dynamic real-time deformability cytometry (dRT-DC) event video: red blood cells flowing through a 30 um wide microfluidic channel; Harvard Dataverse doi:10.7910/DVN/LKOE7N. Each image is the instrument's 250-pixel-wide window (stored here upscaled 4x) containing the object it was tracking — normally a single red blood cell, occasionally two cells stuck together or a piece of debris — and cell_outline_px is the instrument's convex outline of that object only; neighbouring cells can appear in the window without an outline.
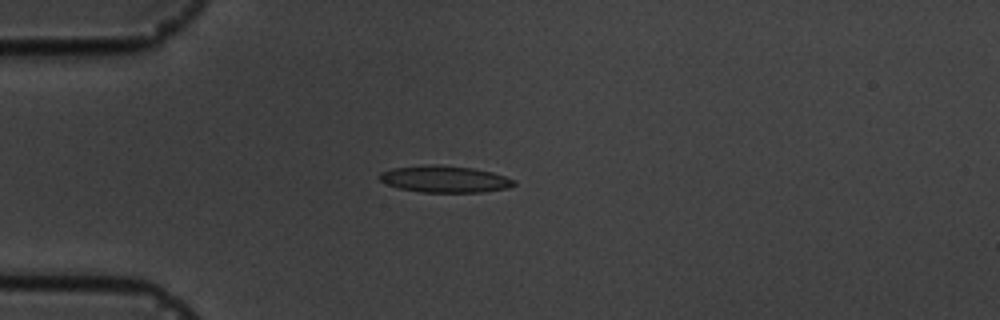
{"species": "common noctule bat (a hibernating species)", "species_latin": "Nyctalus noctula", "temperature_condition": "cold", "stored_images_in_passage": 9, "camera_frame_rate_fps": 3000, "um_per_image_px": 0.085, "animal": {"sex": "male", "body_mass_g": 19.5, "forearm_length_mm": 54.6}, "frame": {"image": 1, "passage_image": 3, "time_ms": 2.333, "image_size_px": [1000, 320], "cell_outline_px": [[516, 184], [508, 188], [480, 192], [420, 192], [400, 188], [388, 184], [380, 180], [376, 176], [380, 172], [392, 168], [424, 164], [440, 164], [472, 168], [492, 172], [516, 180]], "centroid_in_image_um": [37.78, 15.21], "position_along_channel_um": 47.2, "area_um2": 21.1}}
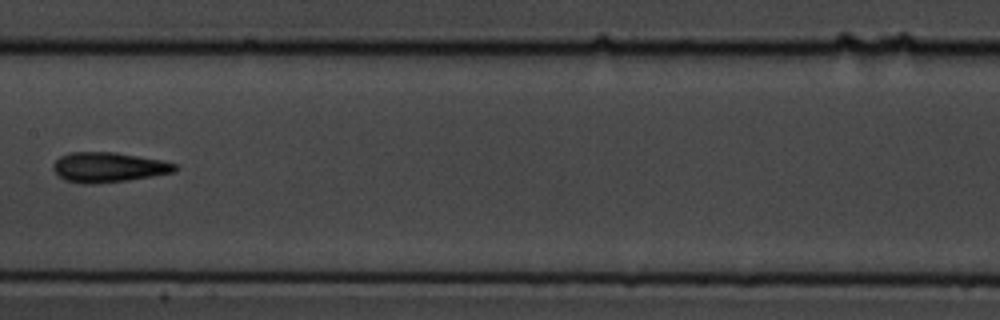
{"frame": {"image": 2, "passage_image": 7, "time_ms": 7.0, "image_size_px": [1000, 320], "cell_outline_px": [[180, 168], [176, 172], [128, 180], [92, 184], [84, 184], [64, 180], [52, 168], [52, 164], [60, 156], [72, 152], [116, 152], [160, 160], [176, 164]], "centroid_in_image_um": [9.23, 14.22], "position_along_channel_um": 198.2, "area_um2": 21.27}}
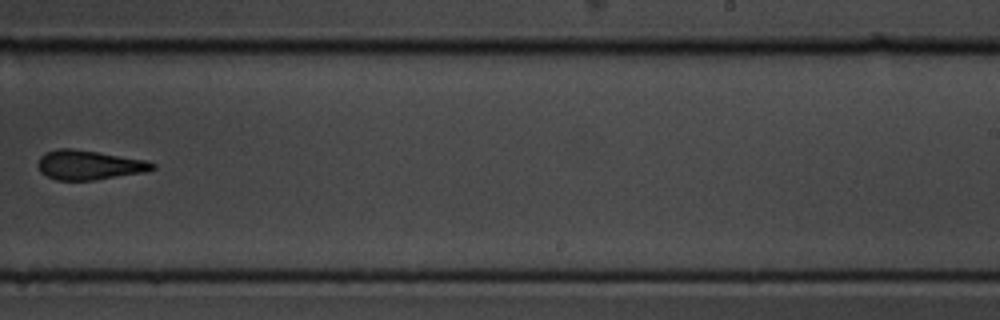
{"frame": {"image": 3, "passage_image": 9, "time_ms": 9.333, "image_size_px": [1000, 320], "cell_outline_px": [[156, 168], [144, 172], [96, 180], [56, 180], [40, 172], [36, 164], [40, 156], [44, 152], [60, 148], [72, 148], [148, 160], [156, 164]], "centroid_in_image_um": [7.56, 14.02], "position_along_channel_um": 281.4, "area_um2": 19.83}}